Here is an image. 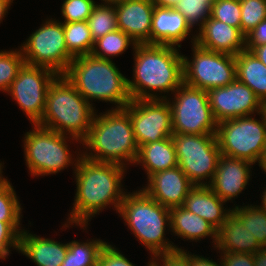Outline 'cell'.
Here are the masks:
<instances>
[{"label":"cell","instance_id":"obj_21","mask_svg":"<svg viewBox=\"0 0 266 266\" xmlns=\"http://www.w3.org/2000/svg\"><path fill=\"white\" fill-rule=\"evenodd\" d=\"M219 253H252L263 249L252 233L244 227L242 218L232 209L217 229L214 250Z\"/></svg>","mask_w":266,"mask_h":266},{"label":"cell","instance_id":"obj_49","mask_svg":"<svg viewBox=\"0 0 266 266\" xmlns=\"http://www.w3.org/2000/svg\"><path fill=\"white\" fill-rule=\"evenodd\" d=\"M262 194H263L262 197H261L262 201H261V204H260L259 206H260L264 211H266V187H265V189H264V191H263Z\"/></svg>","mask_w":266,"mask_h":266},{"label":"cell","instance_id":"obj_19","mask_svg":"<svg viewBox=\"0 0 266 266\" xmlns=\"http://www.w3.org/2000/svg\"><path fill=\"white\" fill-rule=\"evenodd\" d=\"M192 31L185 17L177 9L155 5L151 22V44L181 48L180 43L190 35L191 43H195L196 35Z\"/></svg>","mask_w":266,"mask_h":266},{"label":"cell","instance_id":"obj_31","mask_svg":"<svg viewBox=\"0 0 266 266\" xmlns=\"http://www.w3.org/2000/svg\"><path fill=\"white\" fill-rule=\"evenodd\" d=\"M234 207L232 209L242 218L244 227H247L262 248H266V211L253 204Z\"/></svg>","mask_w":266,"mask_h":266},{"label":"cell","instance_id":"obj_51","mask_svg":"<svg viewBox=\"0 0 266 266\" xmlns=\"http://www.w3.org/2000/svg\"><path fill=\"white\" fill-rule=\"evenodd\" d=\"M261 113L263 114V117L266 119V99L262 101L261 104Z\"/></svg>","mask_w":266,"mask_h":266},{"label":"cell","instance_id":"obj_45","mask_svg":"<svg viewBox=\"0 0 266 266\" xmlns=\"http://www.w3.org/2000/svg\"><path fill=\"white\" fill-rule=\"evenodd\" d=\"M255 266H266V248L257 251L254 254Z\"/></svg>","mask_w":266,"mask_h":266},{"label":"cell","instance_id":"obj_37","mask_svg":"<svg viewBox=\"0 0 266 266\" xmlns=\"http://www.w3.org/2000/svg\"><path fill=\"white\" fill-rule=\"evenodd\" d=\"M21 221H0V260L7 259L10 248L19 251Z\"/></svg>","mask_w":266,"mask_h":266},{"label":"cell","instance_id":"obj_4","mask_svg":"<svg viewBox=\"0 0 266 266\" xmlns=\"http://www.w3.org/2000/svg\"><path fill=\"white\" fill-rule=\"evenodd\" d=\"M63 75L92 105L93 100H98L116 105L113 109H123L132 100L128 91V78L112 60L92 54L78 56Z\"/></svg>","mask_w":266,"mask_h":266},{"label":"cell","instance_id":"obj_17","mask_svg":"<svg viewBox=\"0 0 266 266\" xmlns=\"http://www.w3.org/2000/svg\"><path fill=\"white\" fill-rule=\"evenodd\" d=\"M252 165L254 164L250 161L221 154L214 177L208 186L223 201L235 200L251 180Z\"/></svg>","mask_w":266,"mask_h":266},{"label":"cell","instance_id":"obj_30","mask_svg":"<svg viewBox=\"0 0 266 266\" xmlns=\"http://www.w3.org/2000/svg\"><path fill=\"white\" fill-rule=\"evenodd\" d=\"M92 39L95 41L107 33L118 29L115 5L96 4L87 19Z\"/></svg>","mask_w":266,"mask_h":266},{"label":"cell","instance_id":"obj_36","mask_svg":"<svg viewBox=\"0 0 266 266\" xmlns=\"http://www.w3.org/2000/svg\"><path fill=\"white\" fill-rule=\"evenodd\" d=\"M210 16L229 26L240 29L241 6L240 0H216L211 5Z\"/></svg>","mask_w":266,"mask_h":266},{"label":"cell","instance_id":"obj_27","mask_svg":"<svg viewBox=\"0 0 266 266\" xmlns=\"http://www.w3.org/2000/svg\"><path fill=\"white\" fill-rule=\"evenodd\" d=\"M106 241L100 239L72 240L68 242V251L60 266H97L98 256Z\"/></svg>","mask_w":266,"mask_h":266},{"label":"cell","instance_id":"obj_14","mask_svg":"<svg viewBox=\"0 0 266 266\" xmlns=\"http://www.w3.org/2000/svg\"><path fill=\"white\" fill-rule=\"evenodd\" d=\"M124 108L130 114L138 148L173 135L172 110L167 99L131 100Z\"/></svg>","mask_w":266,"mask_h":266},{"label":"cell","instance_id":"obj_24","mask_svg":"<svg viewBox=\"0 0 266 266\" xmlns=\"http://www.w3.org/2000/svg\"><path fill=\"white\" fill-rule=\"evenodd\" d=\"M170 231L173 235L190 242H198L211 237L212 247L217 240V229L200 216L188 211L183 206L170 208Z\"/></svg>","mask_w":266,"mask_h":266},{"label":"cell","instance_id":"obj_23","mask_svg":"<svg viewBox=\"0 0 266 266\" xmlns=\"http://www.w3.org/2000/svg\"><path fill=\"white\" fill-rule=\"evenodd\" d=\"M225 203L208 185H195L185 197L183 207L218 229L232 211L224 207Z\"/></svg>","mask_w":266,"mask_h":266},{"label":"cell","instance_id":"obj_47","mask_svg":"<svg viewBox=\"0 0 266 266\" xmlns=\"http://www.w3.org/2000/svg\"><path fill=\"white\" fill-rule=\"evenodd\" d=\"M157 6L162 7H175L180 0H152Z\"/></svg>","mask_w":266,"mask_h":266},{"label":"cell","instance_id":"obj_48","mask_svg":"<svg viewBox=\"0 0 266 266\" xmlns=\"http://www.w3.org/2000/svg\"><path fill=\"white\" fill-rule=\"evenodd\" d=\"M260 169H262V171H264V173L266 174V148L264 151V155L260 161V164H258Z\"/></svg>","mask_w":266,"mask_h":266},{"label":"cell","instance_id":"obj_22","mask_svg":"<svg viewBox=\"0 0 266 266\" xmlns=\"http://www.w3.org/2000/svg\"><path fill=\"white\" fill-rule=\"evenodd\" d=\"M68 243L41 237L29 230L20 233L19 252L32 260L37 266H60L67 254Z\"/></svg>","mask_w":266,"mask_h":266},{"label":"cell","instance_id":"obj_10","mask_svg":"<svg viewBox=\"0 0 266 266\" xmlns=\"http://www.w3.org/2000/svg\"><path fill=\"white\" fill-rule=\"evenodd\" d=\"M25 64L50 68L63 75L74 57L68 52L63 23L47 19L20 46Z\"/></svg>","mask_w":266,"mask_h":266},{"label":"cell","instance_id":"obj_46","mask_svg":"<svg viewBox=\"0 0 266 266\" xmlns=\"http://www.w3.org/2000/svg\"><path fill=\"white\" fill-rule=\"evenodd\" d=\"M14 0H0V23L4 20L5 16L10 9Z\"/></svg>","mask_w":266,"mask_h":266},{"label":"cell","instance_id":"obj_26","mask_svg":"<svg viewBox=\"0 0 266 266\" xmlns=\"http://www.w3.org/2000/svg\"><path fill=\"white\" fill-rule=\"evenodd\" d=\"M235 63L236 79L246 84L261 102L266 99V66L248 50L239 52Z\"/></svg>","mask_w":266,"mask_h":266},{"label":"cell","instance_id":"obj_44","mask_svg":"<svg viewBox=\"0 0 266 266\" xmlns=\"http://www.w3.org/2000/svg\"><path fill=\"white\" fill-rule=\"evenodd\" d=\"M250 51L266 66V44L254 46Z\"/></svg>","mask_w":266,"mask_h":266},{"label":"cell","instance_id":"obj_38","mask_svg":"<svg viewBox=\"0 0 266 266\" xmlns=\"http://www.w3.org/2000/svg\"><path fill=\"white\" fill-rule=\"evenodd\" d=\"M96 4L94 0H64L61 6V14L64 21L61 22L87 21Z\"/></svg>","mask_w":266,"mask_h":266},{"label":"cell","instance_id":"obj_5","mask_svg":"<svg viewBox=\"0 0 266 266\" xmlns=\"http://www.w3.org/2000/svg\"><path fill=\"white\" fill-rule=\"evenodd\" d=\"M118 215L132 234L154 257L183 250L165 237L170 229V209L156 202L143 189L126 192Z\"/></svg>","mask_w":266,"mask_h":266},{"label":"cell","instance_id":"obj_1","mask_svg":"<svg viewBox=\"0 0 266 266\" xmlns=\"http://www.w3.org/2000/svg\"><path fill=\"white\" fill-rule=\"evenodd\" d=\"M126 169L118 164L97 162L81 155L73 170L76 181L73 207L62 228L74 224L87 230L92 217L99 215L109 205H113L118 213L127 192L121 182Z\"/></svg>","mask_w":266,"mask_h":266},{"label":"cell","instance_id":"obj_20","mask_svg":"<svg viewBox=\"0 0 266 266\" xmlns=\"http://www.w3.org/2000/svg\"><path fill=\"white\" fill-rule=\"evenodd\" d=\"M195 35V43L210 51L236 56L239 52L246 50L245 35L240 29L213 19L211 16Z\"/></svg>","mask_w":266,"mask_h":266},{"label":"cell","instance_id":"obj_15","mask_svg":"<svg viewBox=\"0 0 266 266\" xmlns=\"http://www.w3.org/2000/svg\"><path fill=\"white\" fill-rule=\"evenodd\" d=\"M207 93L217 123L261 112V100L237 79L227 86L212 88Z\"/></svg>","mask_w":266,"mask_h":266},{"label":"cell","instance_id":"obj_8","mask_svg":"<svg viewBox=\"0 0 266 266\" xmlns=\"http://www.w3.org/2000/svg\"><path fill=\"white\" fill-rule=\"evenodd\" d=\"M253 115L229 119L218 123L216 139L224 156L259 163L266 148V119Z\"/></svg>","mask_w":266,"mask_h":266},{"label":"cell","instance_id":"obj_9","mask_svg":"<svg viewBox=\"0 0 266 266\" xmlns=\"http://www.w3.org/2000/svg\"><path fill=\"white\" fill-rule=\"evenodd\" d=\"M178 166L197 186L211 183L221 155L215 134H173ZM209 180V181H207Z\"/></svg>","mask_w":266,"mask_h":266},{"label":"cell","instance_id":"obj_52","mask_svg":"<svg viewBox=\"0 0 266 266\" xmlns=\"http://www.w3.org/2000/svg\"><path fill=\"white\" fill-rule=\"evenodd\" d=\"M4 162H0V184L6 179L5 177H3L2 173H3V168H4Z\"/></svg>","mask_w":266,"mask_h":266},{"label":"cell","instance_id":"obj_42","mask_svg":"<svg viewBox=\"0 0 266 266\" xmlns=\"http://www.w3.org/2000/svg\"><path fill=\"white\" fill-rule=\"evenodd\" d=\"M266 44V19L245 35V47L250 51L254 46Z\"/></svg>","mask_w":266,"mask_h":266},{"label":"cell","instance_id":"obj_25","mask_svg":"<svg viewBox=\"0 0 266 266\" xmlns=\"http://www.w3.org/2000/svg\"><path fill=\"white\" fill-rule=\"evenodd\" d=\"M134 164L145 168L147 179L157 172L178 166L172 136L140 146Z\"/></svg>","mask_w":266,"mask_h":266},{"label":"cell","instance_id":"obj_39","mask_svg":"<svg viewBox=\"0 0 266 266\" xmlns=\"http://www.w3.org/2000/svg\"><path fill=\"white\" fill-rule=\"evenodd\" d=\"M97 266H135L115 246L106 242L100 250ZM147 266H151V260Z\"/></svg>","mask_w":266,"mask_h":266},{"label":"cell","instance_id":"obj_28","mask_svg":"<svg viewBox=\"0 0 266 266\" xmlns=\"http://www.w3.org/2000/svg\"><path fill=\"white\" fill-rule=\"evenodd\" d=\"M68 52L75 58L91 54L94 47L87 21L63 23Z\"/></svg>","mask_w":266,"mask_h":266},{"label":"cell","instance_id":"obj_35","mask_svg":"<svg viewBox=\"0 0 266 266\" xmlns=\"http://www.w3.org/2000/svg\"><path fill=\"white\" fill-rule=\"evenodd\" d=\"M174 8L185 17L191 28L199 26V29L210 17L211 6L204 0H180Z\"/></svg>","mask_w":266,"mask_h":266},{"label":"cell","instance_id":"obj_41","mask_svg":"<svg viewBox=\"0 0 266 266\" xmlns=\"http://www.w3.org/2000/svg\"><path fill=\"white\" fill-rule=\"evenodd\" d=\"M223 266H255L252 253H219Z\"/></svg>","mask_w":266,"mask_h":266},{"label":"cell","instance_id":"obj_33","mask_svg":"<svg viewBox=\"0 0 266 266\" xmlns=\"http://www.w3.org/2000/svg\"><path fill=\"white\" fill-rule=\"evenodd\" d=\"M15 189L6 178L0 184V221H21L22 207Z\"/></svg>","mask_w":266,"mask_h":266},{"label":"cell","instance_id":"obj_3","mask_svg":"<svg viewBox=\"0 0 266 266\" xmlns=\"http://www.w3.org/2000/svg\"><path fill=\"white\" fill-rule=\"evenodd\" d=\"M97 114L96 112L94 115L88 136L82 141L83 148L86 149L82 150V156L125 168L129 163L134 165L138 145L129 112L125 108H111Z\"/></svg>","mask_w":266,"mask_h":266},{"label":"cell","instance_id":"obj_32","mask_svg":"<svg viewBox=\"0 0 266 266\" xmlns=\"http://www.w3.org/2000/svg\"><path fill=\"white\" fill-rule=\"evenodd\" d=\"M20 47L15 50L0 51V91L6 93L24 64Z\"/></svg>","mask_w":266,"mask_h":266},{"label":"cell","instance_id":"obj_53","mask_svg":"<svg viewBox=\"0 0 266 266\" xmlns=\"http://www.w3.org/2000/svg\"><path fill=\"white\" fill-rule=\"evenodd\" d=\"M204 1L211 6L216 0H204Z\"/></svg>","mask_w":266,"mask_h":266},{"label":"cell","instance_id":"obj_2","mask_svg":"<svg viewBox=\"0 0 266 266\" xmlns=\"http://www.w3.org/2000/svg\"><path fill=\"white\" fill-rule=\"evenodd\" d=\"M179 49L158 44H136L133 47V80L127 79L132 100L167 99L166 94L170 91L173 94L180 87L184 73L183 54Z\"/></svg>","mask_w":266,"mask_h":266},{"label":"cell","instance_id":"obj_12","mask_svg":"<svg viewBox=\"0 0 266 266\" xmlns=\"http://www.w3.org/2000/svg\"><path fill=\"white\" fill-rule=\"evenodd\" d=\"M192 56L183 55L184 83L208 91L224 87L236 79L235 56L210 51L192 44Z\"/></svg>","mask_w":266,"mask_h":266},{"label":"cell","instance_id":"obj_16","mask_svg":"<svg viewBox=\"0 0 266 266\" xmlns=\"http://www.w3.org/2000/svg\"><path fill=\"white\" fill-rule=\"evenodd\" d=\"M147 180L141 189L169 209L183 206L185 197L195 186L179 166L157 172Z\"/></svg>","mask_w":266,"mask_h":266},{"label":"cell","instance_id":"obj_6","mask_svg":"<svg viewBox=\"0 0 266 266\" xmlns=\"http://www.w3.org/2000/svg\"><path fill=\"white\" fill-rule=\"evenodd\" d=\"M95 113V107L67 78L58 75L48 88L45 111L37 125L82 142L89 134Z\"/></svg>","mask_w":266,"mask_h":266},{"label":"cell","instance_id":"obj_11","mask_svg":"<svg viewBox=\"0 0 266 266\" xmlns=\"http://www.w3.org/2000/svg\"><path fill=\"white\" fill-rule=\"evenodd\" d=\"M173 94L174 98H167L172 110L173 134H216L218 123L207 91L183 82Z\"/></svg>","mask_w":266,"mask_h":266},{"label":"cell","instance_id":"obj_40","mask_svg":"<svg viewBox=\"0 0 266 266\" xmlns=\"http://www.w3.org/2000/svg\"><path fill=\"white\" fill-rule=\"evenodd\" d=\"M151 266H191V252L183 249L154 256Z\"/></svg>","mask_w":266,"mask_h":266},{"label":"cell","instance_id":"obj_43","mask_svg":"<svg viewBox=\"0 0 266 266\" xmlns=\"http://www.w3.org/2000/svg\"><path fill=\"white\" fill-rule=\"evenodd\" d=\"M219 260L218 262L220 263L218 264V262L213 261V259L191 253V266H223L221 259Z\"/></svg>","mask_w":266,"mask_h":266},{"label":"cell","instance_id":"obj_50","mask_svg":"<svg viewBox=\"0 0 266 266\" xmlns=\"http://www.w3.org/2000/svg\"><path fill=\"white\" fill-rule=\"evenodd\" d=\"M101 1L104 4L116 5V4H119V3H122V2H126V1H129V0H101Z\"/></svg>","mask_w":266,"mask_h":266},{"label":"cell","instance_id":"obj_34","mask_svg":"<svg viewBox=\"0 0 266 266\" xmlns=\"http://www.w3.org/2000/svg\"><path fill=\"white\" fill-rule=\"evenodd\" d=\"M241 32L246 35L266 19V0H240Z\"/></svg>","mask_w":266,"mask_h":266},{"label":"cell","instance_id":"obj_29","mask_svg":"<svg viewBox=\"0 0 266 266\" xmlns=\"http://www.w3.org/2000/svg\"><path fill=\"white\" fill-rule=\"evenodd\" d=\"M128 46L135 47L136 43L123 31L116 29L95 40L91 54L98 58L112 60L110 57L123 54Z\"/></svg>","mask_w":266,"mask_h":266},{"label":"cell","instance_id":"obj_13","mask_svg":"<svg viewBox=\"0 0 266 266\" xmlns=\"http://www.w3.org/2000/svg\"><path fill=\"white\" fill-rule=\"evenodd\" d=\"M57 76L50 68L24 63L6 92L25 112L32 125L42 120L48 88Z\"/></svg>","mask_w":266,"mask_h":266},{"label":"cell","instance_id":"obj_18","mask_svg":"<svg viewBox=\"0 0 266 266\" xmlns=\"http://www.w3.org/2000/svg\"><path fill=\"white\" fill-rule=\"evenodd\" d=\"M152 0H129L115 5L118 29L136 44H151Z\"/></svg>","mask_w":266,"mask_h":266},{"label":"cell","instance_id":"obj_7","mask_svg":"<svg viewBox=\"0 0 266 266\" xmlns=\"http://www.w3.org/2000/svg\"><path fill=\"white\" fill-rule=\"evenodd\" d=\"M32 126V130L26 132L24 140H22L24 158L30 175L39 177L57 174L72 165L75 170L82 151L79 148L76 153L77 157L74 159L67 142L70 139L72 141L76 140L75 142L79 144H82V142L74 137L60 134L37 124Z\"/></svg>","mask_w":266,"mask_h":266}]
</instances>
